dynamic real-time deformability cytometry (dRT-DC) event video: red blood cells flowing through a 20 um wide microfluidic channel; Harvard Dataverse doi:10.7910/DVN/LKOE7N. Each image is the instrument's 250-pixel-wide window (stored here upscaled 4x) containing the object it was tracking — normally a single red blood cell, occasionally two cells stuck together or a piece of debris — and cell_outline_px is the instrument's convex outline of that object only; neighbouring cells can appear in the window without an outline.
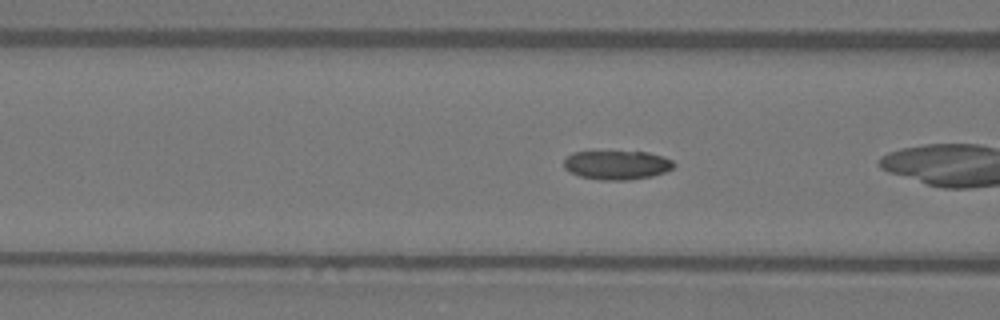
{"species": "Egyptian fruit bat (a non-hibernating species)", "species_latin": "Rousettus aegyptiacus", "temperature_condition": "warm", "stored_images_in_passage": 39, "camera_frame_rate_fps": 3000, "um_per_image_px": 0.085, "animal": {"sex": "female"}, "frame": {"image": 1, "passage_image": 19, "time_ms": 6.0, "image_size_px": [1000, 320], "cell_outline_px": [[676, 164], [672, 168], [664, 172], [652, 176], [632, 180], [600, 180], [580, 176], [564, 168], [564, 160], [572, 152], [648, 152], [664, 156], [672, 160]], "centroid_in_image_um": [52.47, 14.03], "position_along_channel_um": 114.1, "area_um2": 18.55}}
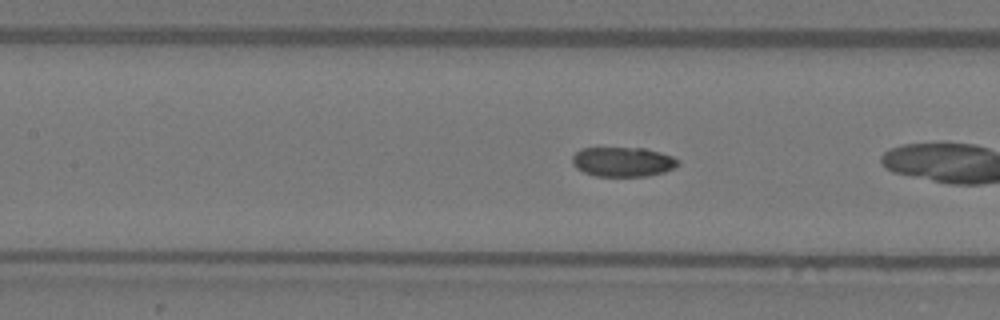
{"frame": {"image": 2, "passage_image": 22, "time_ms": 7.0, "image_size_px": [1000, 320], "cell_outline_px": [[680, 164], [664, 172], [648, 176], [596, 176], [584, 172], [576, 168], [572, 164], [572, 156], [580, 148], [644, 148], [660, 152], [672, 156], [680, 160]], "centroid_in_image_um": [52.94, 13.75], "position_along_channel_um": 154.5, "area_um2": 18.32}}